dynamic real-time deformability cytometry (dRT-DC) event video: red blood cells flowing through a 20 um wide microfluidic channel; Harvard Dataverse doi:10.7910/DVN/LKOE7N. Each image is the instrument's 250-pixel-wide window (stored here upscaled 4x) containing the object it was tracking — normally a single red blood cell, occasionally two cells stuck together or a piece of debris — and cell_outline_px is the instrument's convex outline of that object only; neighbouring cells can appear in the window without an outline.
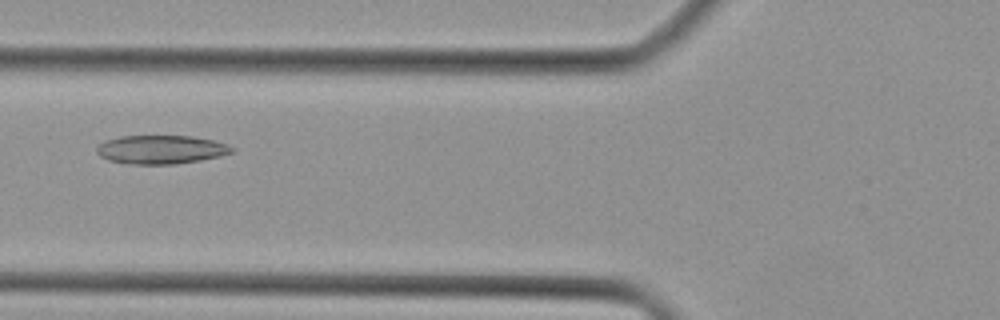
{"species": "Egyptian fruit bat (a non-hibernating species)", "species_latin": "Rousettus aegyptiacus", "temperature_condition": "cold", "stored_images_in_passage": 45, "camera_frame_rate_fps": 3000, "um_per_image_px": 0.085, "animal": {"sex": "female"}, "frame": {"image": 1, "passage_image": 17, "time_ms": 5.333, "image_size_px": [1000, 320], "cell_outline_px": [[236, 152], [220, 156], [200, 160], [176, 164], [128, 164], [108, 160], [100, 156], [96, 152], [96, 148], [104, 140], [120, 136], [192, 136], [212, 140], [228, 144], [236, 148]], "centroid_in_image_um": [13.71, 12.71], "position_along_channel_um": 112.1, "area_um2": 22.77}}
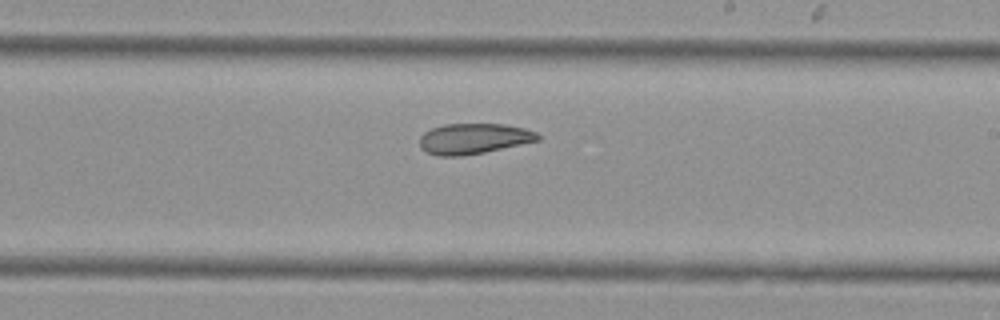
{"frame": {"image": 2, "passage_image": 26, "time_ms": 8.333, "image_size_px": [1000, 320], "cell_outline_px": [[540, 140], [484, 152], [460, 156], [436, 156], [420, 148], [420, 136], [424, 132], [432, 128], [444, 124], [504, 124], [524, 128], [536, 132], [540, 136]], "centroid_in_image_um": [40.25, 11.78], "position_along_channel_um": 248.8, "area_um2": 20.98}}
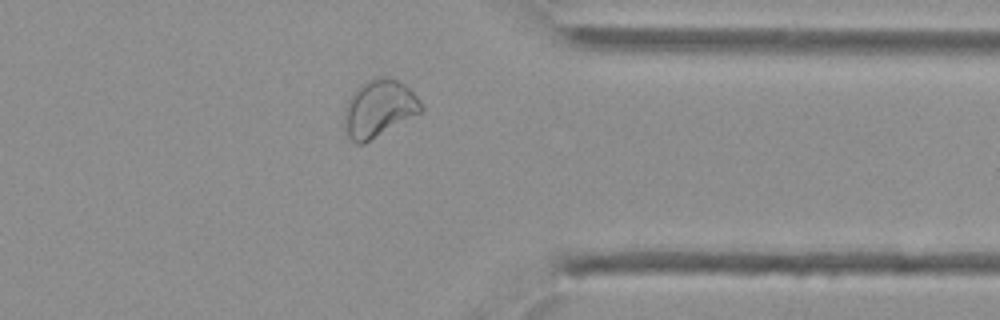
{"frame": {"image": 3, "passage_image": 35, "time_ms": 11.333, "image_size_px": [1000, 320], "cell_outline_px": [[424, 108], [420, 112], [364, 144], [356, 144], [348, 136], [344, 124], [344, 104], [356, 88], [360, 84], [368, 80], [380, 76], [392, 76], [404, 84], [420, 100]], "centroid_in_image_um": [32.18, 9.2], "position_along_channel_um": 379.2, "area_um2": 25.66}}